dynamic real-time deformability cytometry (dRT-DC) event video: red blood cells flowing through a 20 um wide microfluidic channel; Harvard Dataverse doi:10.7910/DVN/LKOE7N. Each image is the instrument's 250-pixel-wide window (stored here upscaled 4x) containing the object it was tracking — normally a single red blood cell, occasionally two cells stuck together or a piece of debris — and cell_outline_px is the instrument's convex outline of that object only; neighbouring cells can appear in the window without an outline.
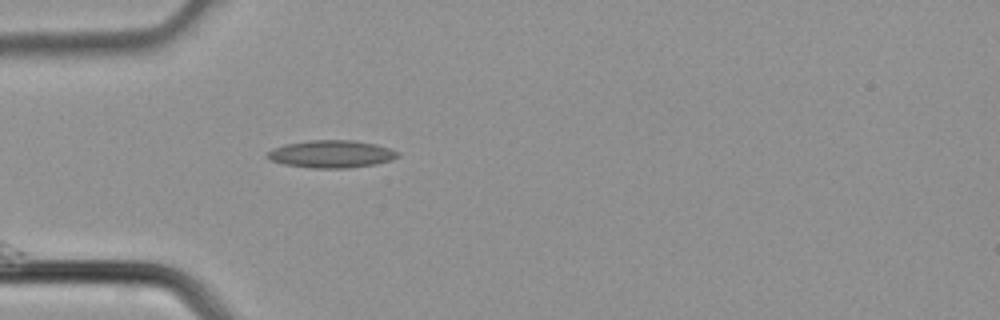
{"species": "common noctule bat (a hibernating species)", "species_latin": "Nyctalus noctula", "temperature_condition": "cold", "stored_images_in_passage": 3, "camera_frame_rate_fps": 3000, "um_per_image_px": 0.085, "animal": {"sex": "male", "body_mass_g": 21.5, "forearm_length_mm": 52.0}, "frame": {"image": 1, "passage_image": 3, "time_ms": 0.667, "image_size_px": [1000, 320], "cell_outline_px": [[400, 156], [392, 160], [376, 164], [348, 168], [312, 168], [284, 164], [272, 160], [268, 156], [268, 152], [272, 148], [284, 144], [312, 140], [352, 140], [376, 144], [400, 152]], "centroid_in_image_um": [28.21, 13.09], "position_along_channel_um": 56.8, "area_um2": 20.87}}